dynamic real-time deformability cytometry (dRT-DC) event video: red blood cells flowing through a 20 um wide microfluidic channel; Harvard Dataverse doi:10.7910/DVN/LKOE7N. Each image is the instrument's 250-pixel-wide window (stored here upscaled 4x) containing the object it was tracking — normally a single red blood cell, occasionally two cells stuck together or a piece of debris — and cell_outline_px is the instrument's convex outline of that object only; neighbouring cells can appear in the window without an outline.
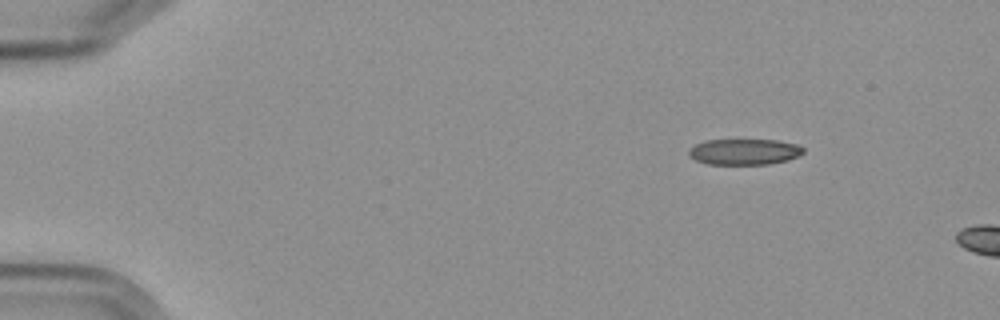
{"species": "Egyptian fruit bat (a non-hibernating species)", "species_latin": "Rousettus aegyptiacus", "temperature_condition": "cold", "stored_images_in_passage": 2, "camera_frame_rate_fps": 3000, "um_per_image_px": 0.085, "frame": {"image": 1, "passage_image": 1, "time_ms": 0.0, "image_size_px": [1000, 320], "cell_outline_px": [[804, 152], [800, 156], [788, 160], [768, 164], [708, 164], [696, 160], [688, 156], [688, 148], [704, 140], [776, 140], [796, 144], [804, 148]], "centroid_in_image_um": [63.25, 12.9], "position_along_channel_um": 21.7, "area_um2": 17.4}}